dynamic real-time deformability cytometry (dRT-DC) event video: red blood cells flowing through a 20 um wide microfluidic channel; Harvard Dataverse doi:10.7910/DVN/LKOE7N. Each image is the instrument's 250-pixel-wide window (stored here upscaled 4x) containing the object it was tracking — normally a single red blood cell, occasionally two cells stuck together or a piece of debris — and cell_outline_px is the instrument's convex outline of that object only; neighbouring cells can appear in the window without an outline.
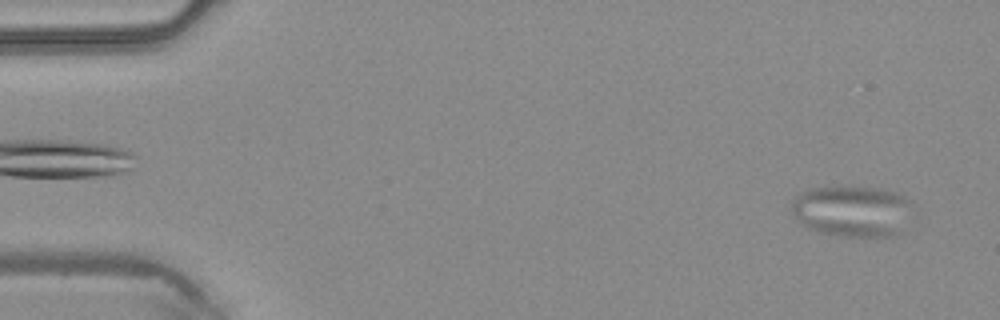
{"species": "common noctule bat (a hibernating species)", "species_latin": "Nyctalus noctula", "temperature_condition": "warm", "stored_images_in_passage": 46, "camera_frame_rate_fps": 3000, "um_per_image_px": 0.085, "animal": {"sex": "male", "body_mass_g": 20.4}, "frame": {"image": 1, "passage_image": 1, "time_ms": 0.0, "image_size_px": [1000, 320], "cell_outline_px": [[908, 200], [900, 232], [892, 236], [848, 236], [820, 232], [804, 224], [792, 212], [792, 200], [800, 192], [808, 188], [840, 184], [880, 188], [904, 196]], "centroid_in_image_um": [72.33, 17.87], "position_along_channel_um": 12.7, "area_um2": 35.55}}
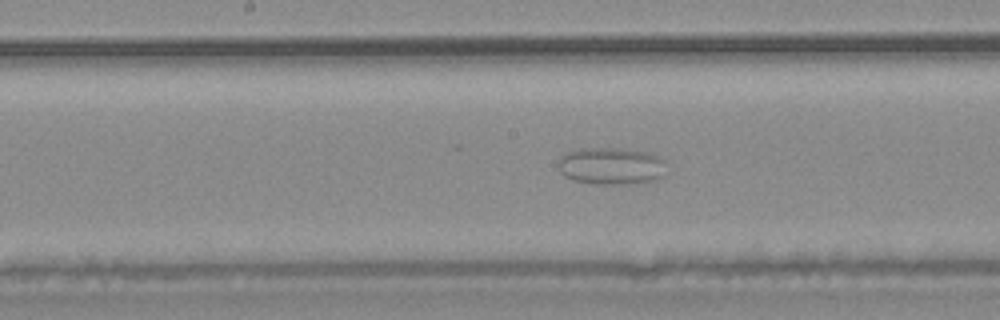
{"frame": {"image": 2, "passage_image": 23, "time_ms": 7.333, "image_size_px": [1000, 320], "cell_outline_px": [[668, 176], [656, 180], [640, 184], [596, 184], [572, 180], [564, 176], [560, 172], [560, 160], [564, 152], [580, 148], [624, 148], [648, 152], [660, 156], [668, 160]], "centroid_in_image_um": [52.09, 14.12], "position_along_channel_um": 196.1, "area_um2": 24.45}}
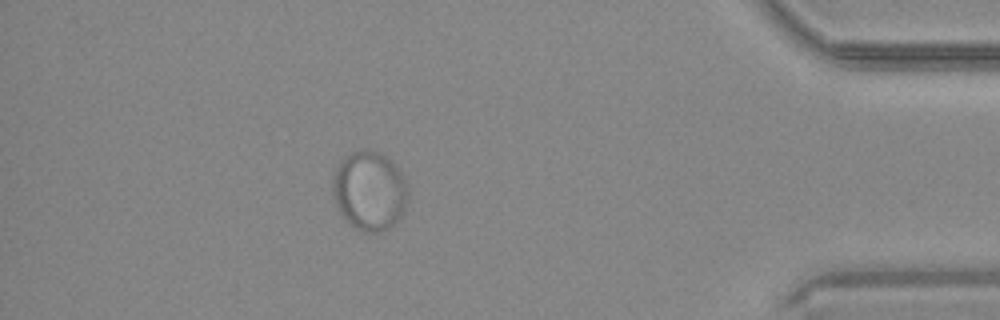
{"frame": {"image": 3, "passage_image": 41, "time_ms": 13.333, "image_size_px": [1000, 320], "cell_outline_px": [[408, 200], [396, 224], [384, 232], [364, 232], [356, 228], [340, 212], [336, 204], [332, 192], [332, 180], [336, 168], [340, 160], [344, 156], [352, 152], [364, 148], [372, 148], [380, 152], [392, 160], [400, 172], [404, 180], [408, 192]], "centroid_in_image_um": [31.41, 16.19], "position_along_channel_um": 403.8, "area_um2": 35.08}}